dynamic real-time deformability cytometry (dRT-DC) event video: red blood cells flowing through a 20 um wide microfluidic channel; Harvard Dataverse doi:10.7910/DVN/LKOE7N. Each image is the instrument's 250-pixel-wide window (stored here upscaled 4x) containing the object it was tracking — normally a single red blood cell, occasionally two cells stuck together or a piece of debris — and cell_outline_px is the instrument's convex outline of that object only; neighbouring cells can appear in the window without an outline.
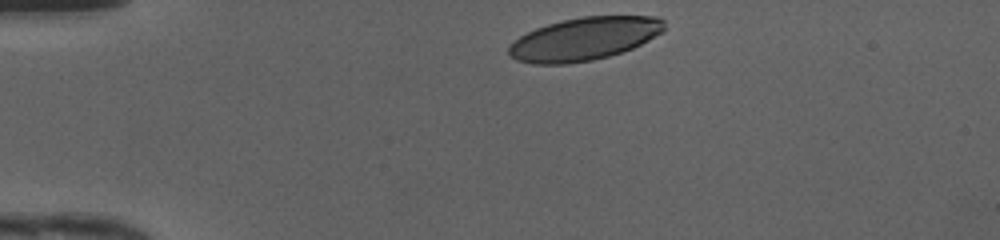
{"species": "human", "species_latin": "Homo sapiens", "temperature_condition": "cold", "stored_images_in_passage": 31, "camera_frame_rate_fps": 3000, "um_per_image_px": 0.085, "donor": {"sex": "female"}, "frame": {"image": 1, "passage_image": 1, "time_ms": 0.0, "image_size_px": [1000, 240], "cell_outline_px": [[664, 32], [632, 48], [608, 56], [592, 60], [568, 64], [532, 64], [516, 60], [508, 56], [508, 48], [520, 36], [536, 28], [548, 24], [564, 20], [584, 16], [656, 16], [664, 20]], "centroid_in_image_um": [49.66, 3.31], "position_along_channel_um": 35.3, "area_um2": 38.78}}
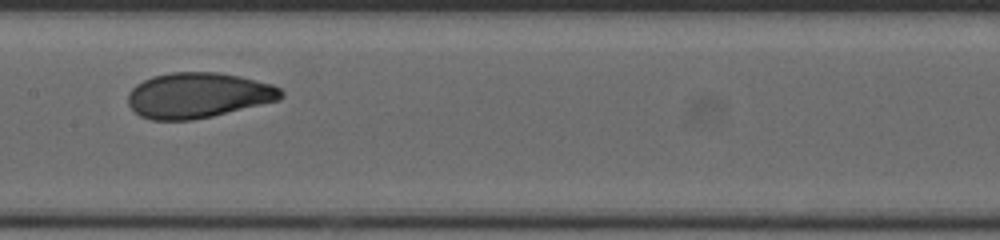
{"frame": {"image": 2, "passage_image": 16, "time_ms": 5.0, "image_size_px": [1000, 240], "cell_outline_px": [[284, 96], [280, 100], [212, 116], [192, 120], [152, 120], [140, 116], [128, 104], [128, 92], [136, 84], [152, 76], [172, 72], [216, 72], [240, 76], [272, 84], [280, 88], [284, 92]], "centroid_in_image_um": [16.85, 8.1], "position_along_channel_um": 190.6, "area_um2": 40.58}}
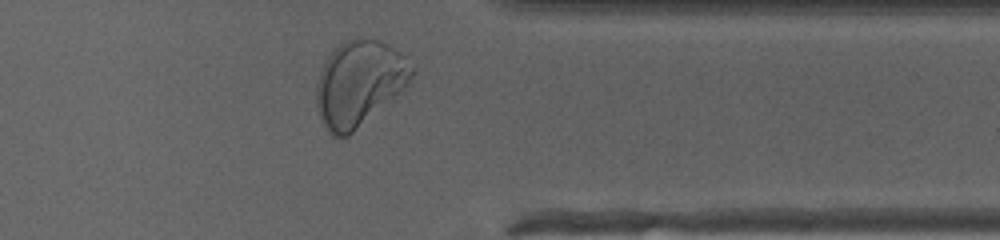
{"frame": {"image": 3, "passage_image": 30, "time_ms": 9.667, "image_size_px": [1000, 240], "cell_outline_px": [[416, 72], [408, 84], [400, 92], [348, 136], [332, 136], [328, 132], [320, 120], [316, 108], [316, 84], [320, 72], [332, 48], [344, 40], [356, 36], [380, 40], [400, 52], [416, 68]], "centroid_in_image_um": [30.52, 7.04], "position_along_channel_um": 380.9, "area_um2": 47.86}, "authors_computed_cell_mechanics": {"area_um2": 40.5756, "velocity_mm_per_s": 4.1797, "shape_relaxation_time_tau1_ms": 4.591, "shape_relaxation_time_tau2_ms": 0.7991, "deformation_change_tau1": 0.1904, "deformation_change_tau2": 0.0537}}